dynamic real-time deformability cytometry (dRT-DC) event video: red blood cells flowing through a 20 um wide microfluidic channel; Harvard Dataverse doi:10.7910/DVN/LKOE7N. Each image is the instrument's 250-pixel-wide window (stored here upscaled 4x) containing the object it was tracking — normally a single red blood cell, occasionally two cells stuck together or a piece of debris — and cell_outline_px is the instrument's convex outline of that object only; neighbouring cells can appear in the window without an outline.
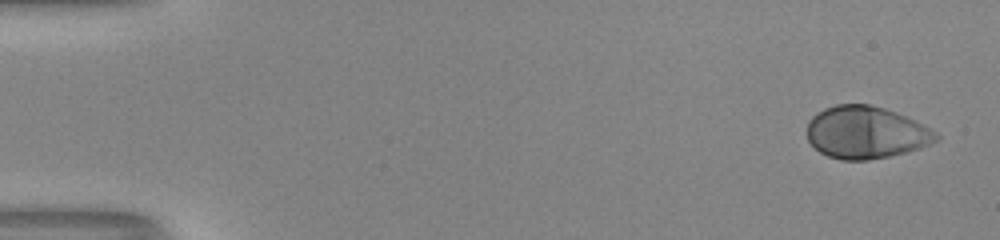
{"species": "human", "species_latin": "Homo sapiens", "temperature_condition": "room temperature", "stored_images_in_passage": 51, "camera_frame_rate_fps": 3000, "um_per_image_px": 0.085, "donor": {"sex": "male"}, "frame": {"image": 1, "passage_image": 1, "time_ms": 0.0, "image_size_px": [1000, 240], "cell_outline_px": [[940, 136], [936, 140], [920, 148], [908, 152], [868, 160], [840, 160], [828, 156], [820, 152], [808, 140], [808, 120], [816, 112], [824, 108], [836, 104], [868, 104], [884, 108], [896, 112], [928, 128]], "centroid_in_image_um": [73.55, 11.26], "position_along_channel_um": 11.4, "area_um2": 39.07}}
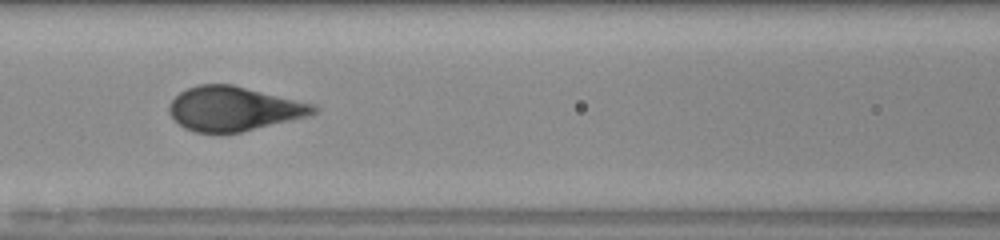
{"frame": {"image": 2, "passage_image": 23, "time_ms": 7.333, "image_size_px": [1000, 240], "cell_outline_px": [[320, 112], [308, 116], [240, 132], [196, 132], [184, 128], [168, 112], [168, 108], [172, 100], [180, 92], [188, 88], [200, 84], [232, 84], [316, 104], [320, 108]], "centroid_in_image_um": [19.92, 9.23], "position_along_channel_um": 146.7, "area_um2": 37.17}}
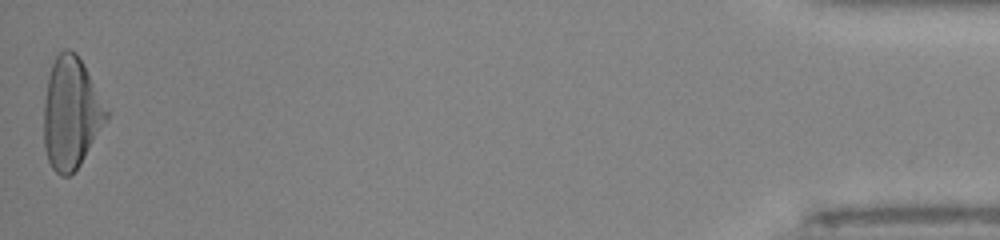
{"frame": {"image": 3, "passage_image": 51, "time_ms": 16.667, "image_size_px": [1000, 240], "cell_outline_px": [[108, 116], [80, 164], [68, 176], [60, 176], [52, 168], [48, 160], [44, 148], [44, 104], [48, 76], [52, 64], [56, 56], [64, 48], [68, 48], [76, 52], [108, 112]], "centroid_in_image_um": [5.99, 9.62], "position_along_channel_um": 429.2, "area_um2": 39.77}, "authors_computed_cell_mechanics": {"area_um2": 38.3214, "velocity_mm_per_s": 4.0355, "shape_relaxation_time_tau1_ms": 3.896, "shape_relaxation_time_tau2_ms": null, "deformation_change_tau1": 0.2304, "deformation_change_tau2": null}}